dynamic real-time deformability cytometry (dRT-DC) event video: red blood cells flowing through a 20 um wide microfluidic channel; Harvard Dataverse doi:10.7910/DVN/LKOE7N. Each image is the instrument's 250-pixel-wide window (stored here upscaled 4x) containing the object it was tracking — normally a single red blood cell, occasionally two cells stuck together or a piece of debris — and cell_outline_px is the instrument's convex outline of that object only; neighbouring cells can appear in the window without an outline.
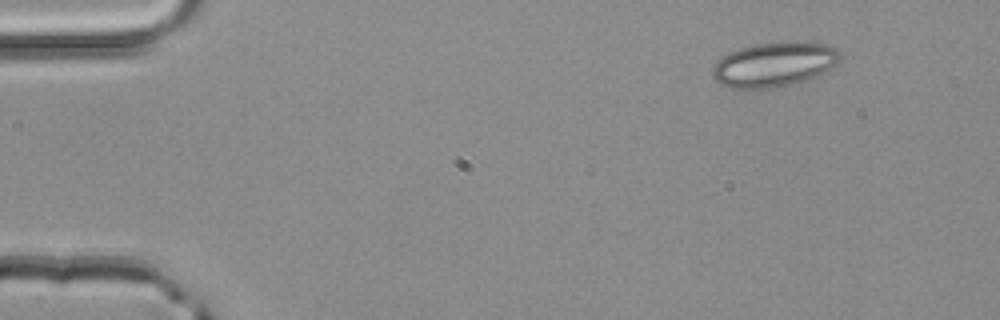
{"species": "common noctule bat (a hibernating species)", "species_latin": "Nyctalus noctula", "temperature_condition": "room temperature", "stored_images_in_passage": 46, "camera_frame_rate_fps": 3000, "um_per_image_px": 0.085, "animal": {"sex": "male", "body_mass_g": 20.4}, "frame": {"image": 1, "passage_image": 1, "time_ms": 0.0, "image_size_px": [1000, 320], "cell_outline_px": [[840, 60], [836, 64], [820, 76], [800, 84], [776, 88], [732, 88], [720, 84], [712, 80], [712, 64], [720, 56], [728, 52], [740, 48], [756, 44], [792, 40], [832, 44], [840, 52]], "centroid_in_image_um": [65.83, 5.47], "position_along_channel_um": 19.2, "area_um2": 34.45}}
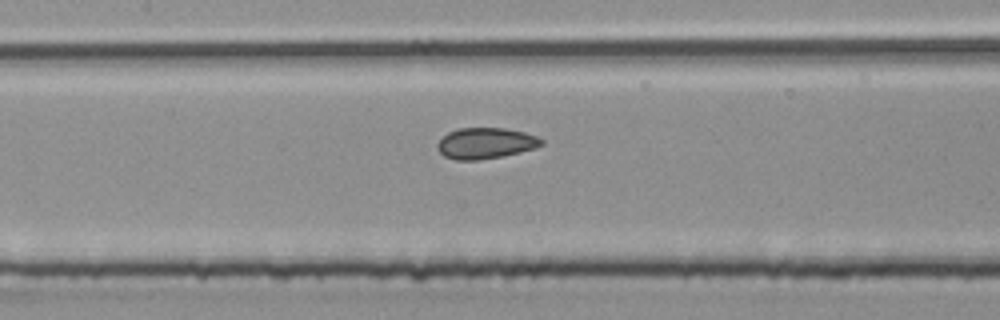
{"frame": {"image": 2, "passage_image": 19, "time_ms": 6.0, "image_size_px": [1000, 320], "cell_outline_px": [[544, 144], [536, 148], [504, 156], [480, 160], [456, 160], [444, 156], [436, 148], [436, 144], [448, 132], [456, 128], [504, 128], [524, 132], [536, 136], [544, 140]], "centroid_in_image_um": [41.28, 12.18], "position_along_channel_um": 166.1, "area_um2": 18.96}}
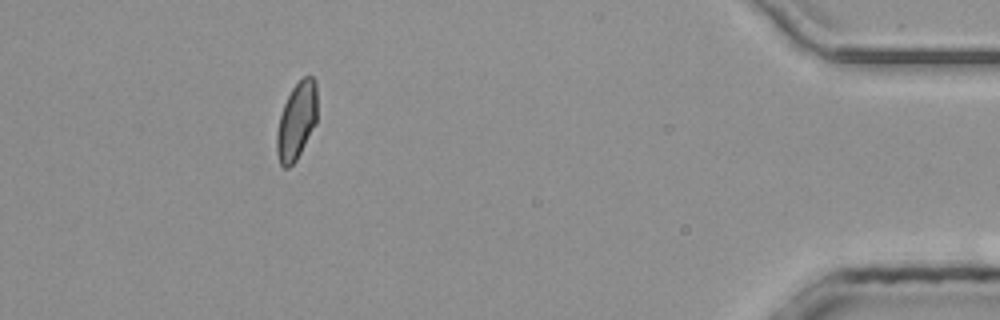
{"frame": {"image": 3, "passage_image": 41, "time_ms": 13.333, "image_size_px": [1000, 320], "cell_outline_px": [[316, 124], [296, 160], [288, 168], [284, 168], [280, 164], [276, 152], [276, 132], [280, 116], [284, 104], [292, 88], [304, 76], [312, 76], [316, 80]], "centroid_in_image_um": [25.2, 10.29], "position_along_channel_um": 410.0, "area_um2": 18.15}, "authors_computed_cell_mechanics": {"area_um2": 18.785, "velocity_mm_per_s": 4.1496, "shape_relaxation_time_tau1_ms": null, "shape_relaxation_time_tau2_ms": 1.2023, "deformation_change_tau1": null, "deformation_change_tau2": 0.062}}